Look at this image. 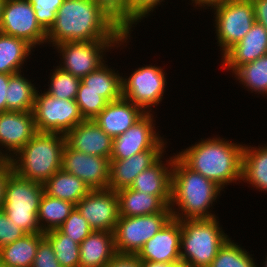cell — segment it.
I'll use <instances>...</instances> for the list:
<instances>
[{
    "mask_svg": "<svg viewBox=\"0 0 267 267\" xmlns=\"http://www.w3.org/2000/svg\"><path fill=\"white\" fill-rule=\"evenodd\" d=\"M243 147L213 138L195 143L177 156L193 171L224 188L225 184L242 179Z\"/></svg>",
    "mask_w": 267,
    "mask_h": 267,
    "instance_id": "obj_3",
    "label": "cell"
},
{
    "mask_svg": "<svg viewBox=\"0 0 267 267\" xmlns=\"http://www.w3.org/2000/svg\"><path fill=\"white\" fill-rule=\"evenodd\" d=\"M5 160L0 156V165L3 164Z\"/></svg>",
    "mask_w": 267,
    "mask_h": 267,
    "instance_id": "obj_52",
    "label": "cell"
},
{
    "mask_svg": "<svg viewBox=\"0 0 267 267\" xmlns=\"http://www.w3.org/2000/svg\"><path fill=\"white\" fill-rule=\"evenodd\" d=\"M219 46L226 53L240 42L255 23L251 0H227L214 7Z\"/></svg>",
    "mask_w": 267,
    "mask_h": 267,
    "instance_id": "obj_9",
    "label": "cell"
},
{
    "mask_svg": "<svg viewBox=\"0 0 267 267\" xmlns=\"http://www.w3.org/2000/svg\"><path fill=\"white\" fill-rule=\"evenodd\" d=\"M94 1L128 35V0Z\"/></svg>",
    "mask_w": 267,
    "mask_h": 267,
    "instance_id": "obj_39",
    "label": "cell"
},
{
    "mask_svg": "<svg viewBox=\"0 0 267 267\" xmlns=\"http://www.w3.org/2000/svg\"><path fill=\"white\" fill-rule=\"evenodd\" d=\"M194 1V3L199 6H205V5H208V6H211L213 8V6H217V5H220L222 3H224L225 1L227 0H192Z\"/></svg>",
    "mask_w": 267,
    "mask_h": 267,
    "instance_id": "obj_47",
    "label": "cell"
},
{
    "mask_svg": "<svg viewBox=\"0 0 267 267\" xmlns=\"http://www.w3.org/2000/svg\"><path fill=\"white\" fill-rule=\"evenodd\" d=\"M116 193L119 200V216L132 217L171 212V207L159 196L144 194L129 187L119 189Z\"/></svg>",
    "mask_w": 267,
    "mask_h": 267,
    "instance_id": "obj_24",
    "label": "cell"
},
{
    "mask_svg": "<svg viewBox=\"0 0 267 267\" xmlns=\"http://www.w3.org/2000/svg\"><path fill=\"white\" fill-rule=\"evenodd\" d=\"M31 267H62L56 259L50 242L45 237L39 242Z\"/></svg>",
    "mask_w": 267,
    "mask_h": 267,
    "instance_id": "obj_42",
    "label": "cell"
},
{
    "mask_svg": "<svg viewBox=\"0 0 267 267\" xmlns=\"http://www.w3.org/2000/svg\"><path fill=\"white\" fill-rule=\"evenodd\" d=\"M170 267H193V266L187 261L179 260V261L170 263Z\"/></svg>",
    "mask_w": 267,
    "mask_h": 267,
    "instance_id": "obj_49",
    "label": "cell"
},
{
    "mask_svg": "<svg viewBox=\"0 0 267 267\" xmlns=\"http://www.w3.org/2000/svg\"><path fill=\"white\" fill-rule=\"evenodd\" d=\"M75 207L76 205L71 202L48 196L44 193L38 211V222L41 232L45 233L58 229L69 217ZM41 221H44L43 223L46 222L47 226Z\"/></svg>",
    "mask_w": 267,
    "mask_h": 267,
    "instance_id": "obj_31",
    "label": "cell"
},
{
    "mask_svg": "<svg viewBox=\"0 0 267 267\" xmlns=\"http://www.w3.org/2000/svg\"><path fill=\"white\" fill-rule=\"evenodd\" d=\"M167 162L172 167L170 207L173 219L192 220L215 217L208 209L222 188L202 174L193 171L177 155ZM175 204L180 207L179 210L181 209L182 213L175 212L172 208Z\"/></svg>",
    "mask_w": 267,
    "mask_h": 267,
    "instance_id": "obj_2",
    "label": "cell"
},
{
    "mask_svg": "<svg viewBox=\"0 0 267 267\" xmlns=\"http://www.w3.org/2000/svg\"><path fill=\"white\" fill-rule=\"evenodd\" d=\"M181 225L171 219L137 253L139 260L173 263L181 260Z\"/></svg>",
    "mask_w": 267,
    "mask_h": 267,
    "instance_id": "obj_16",
    "label": "cell"
},
{
    "mask_svg": "<svg viewBox=\"0 0 267 267\" xmlns=\"http://www.w3.org/2000/svg\"><path fill=\"white\" fill-rule=\"evenodd\" d=\"M105 267H140L137 255L117 253Z\"/></svg>",
    "mask_w": 267,
    "mask_h": 267,
    "instance_id": "obj_43",
    "label": "cell"
},
{
    "mask_svg": "<svg viewBox=\"0 0 267 267\" xmlns=\"http://www.w3.org/2000/svg\"><path fill=\"white\" fill-rule=\"evenodd\" d=\"M128 79V80H127ZM122 78V97L144 109L162 101L166 78L161 67L145 66L136 69L129 78Z\"/></svg>",
    "mask_w": 267,
    "mask_h": 267,
    "instance_id": "obj_12",
    "label": "cell"
},
{
    "mask_svg": "<svg viewBox=\"0 0 267 267\" xmlns=\"http://www.w3.org/2000/svg\"><path fill=\"white\" fill-rule=\"evenodd\" d=\"M255 21L267 29V0H251Z\"/></svg>",
    "mask_w": 267,
    "mask_h": 267,
    "instance_id": "obj_45",
    "label": "cell"
},
{
    "mask_svg": "<svg viewBox=\"0 0 267 267\" xmlns=\"http://www.w3.org/2000/svg\"><path fill=\"white\" fill-rule=\"evenodd\" d=\"M4 3H5V0H0V20H1Z\"/></svg>",
    "mask_w": 267,
    "mask_h": 267,
    "instance_id": "obj_51",
    "label": "cell"
},
{
    "mask_svg": "<svg viewBox=\"0 0 267 267\" xmlns=\"http://www.w3.org/2000/svg\"><path fill=\"white\" fill-rule=\"evenodd\" d=\"M161 157L149 168L139 173L129 188L159 196L168 206L172 197V168L163 166ZM169 168V170H168Z\"/></svg>",
    "mask_w": 267,
    "mask_h": 267,
    "instance_id": "obj_23",
    "label": "cell"
},
{
    "mask_svg": "<svg viewBox=\"0 0 267 267\" xmlns=\"http://www.w3.org/2000/svg\"><path fill=\"white\" fill-rule=\"evenodd\" d=\"M21 72L11 74L6 94V111H33L36 95L34 85Z\"/></svg>",
    "mask_w": 267,
    "mask_h": 267,
    "instance_id": "obj_30",
    "label": "cell"
},
{
    "mask_svg": "<svg viewBox=\"0 0 267 267\" xmlns=\"http://www.w3.org/2000/svg\"><path fill=\"white\" fill-rule=\"evenodd\" d=\"M140 267H170V263L140 260Z\"/></svg>",
    "mask_w": 267,
    "mask_h": 267,
    "instance_id": "obj_48",
    "label": "cell"
},
{
    "mask_svg": "<svg viewBox=\"0 0 267 267\" xmlns=\"http://www.w3.org/2000/svg\"><path fill=\"white\" fill-rule=\"evenodd\" d=\"M0 156L5 160V161H7V160H9L10 158H11V156H13V155H8V152H7V154H3L2 152H1V150H0Z\"/></svg>",
    "mask_w": 267,
    "mask_h": 267,
    "instance_id": "obj_50",
    "label": "cell"
},
{
    "mask_svg": "<svg viewBox=\"0 0 267 267\" xmlns=\"http://www.w3.org/2000/svg\"><path fill=\"white\" fill-rule=\"evenodd\" d=\"M58 229L78 244L93 231L76 207Z\"/></svg>",
    "mask_w": 267,
    "mask_h": 267,
    "instance_id": "obj_37",
    "label": "cell"
},
{
    "mask_svg": "<svg viewBox=\"0 0 267 267\" xmlns=\"http://www.w3.org/2000/svg\"><path fill=\"white\" fill-rule=\"evenodd\" d=\"M128 35L123 40H96V41H77L62 42L55 46L62 54L64 64L58 66L76 76L82 78L95 71L103 64V52L113 45H121L120 42H126ZM104 50V51H103Z\"/></svg>",
    "mask_w": 267,
    "mask_h": 267,
    "instance_id": "obj_10",
    "label": "cell"
},
{
    "mask_svg": "<svg viewBox=\"0 0 267 267\" xmlns=\"http://www.w3.org/2000/svg\"><path fill=\"white\" fill-rule=\"evenodd\" d=\"M0 33L24 39L34 47L48 42L46 32L38 24L33 7L27 0H5Z\"/></svg>",
    "mask_w": 267,
    "mask_h": 267,
    "instance_id": "obj_11",
    "label": "cell"
},
{
    "mask_svg": "<svg viewBox=\"0 0 267 267\" xmlns=\"http://www.w3.org/2000/svg\"><path fill=\"white\" fill-rule=\"evenodd\" d=\"M114 72L103 63L98 69L80 79L84 84V90L97 91L108 102L120 99L122 97V76Z\"/></svg>",
    "mask_w": 267,
    "mask_h": 267,
    "instance_id": "obj_28",
    "label": "cell"
},
{
    "mask_svg": "<svg viewBox=\"0 0 267 267\" xmlns=\"http://www.w3.org/2000/svg\"><path fill=\"white\" fill-rule=\"evenodd\" d=\"M209 267H256L247 251L228 239Z\"/></svg>",
    "mask_w": 267,
    "mask_h": 267,
    "instance_id": "obj_34",
    "label": "cell"
},
{
    "mask_svg": "<svg viewBox=\"0 0 267 267\" xmlns=\"http://www.w3.org/2000/svg\"><path fill=\"white\" fill-rule=\"evenodd\" d=\"M127 34L94 0H64L46 40L62 42L123 40Z\"/></svg>",
    "mask_w": 267,
    "mask_h": 267,
    "instance_id": "obj_1",
    "label": "cell"
},
{
    "mask_svg": "<svg viewBox=\"0 0 267 267\" xmlns=\"http://www.w3.org/2000/svg\"><path fill=\"white\" fill-rule=\"evenodd\" d=\"M33 7L38 24L47 33L54 24L56 14L64 0H27Z\"/></svg>",
    "mask_w": 267,
    "mask_h": 267,
    "instance_id": "obj_38",
    "label": "cell"
},
{
    "mask_svg": "<svg viewBox=\"0 0 267 267\" xmlns=\"http://www.w3.org/2000/svg\"><path fill=\"white\" fill-rule=\"evenodd\" d=\"M265 260H266V261H265V265H264V266H265V267H267V257H266V259H265Z\"/></svg>",
    "mask_w": 267,
    "mask_h": 267,
    "instance_id": "obj_53",
    "label": "cell"
},
{
    "mask_svg": "<svg viewBox=\"0 0 267 267\" xmlns=\"http://www.w3.org/2000/svg\"><path fill=\"white\" fill-rule=\"evenodd\" d=\"M234 74L248 89L267 94V54L238 67Z\"/></svg>",
    "mask_w": 267,
    "mask_h": 267,
    "instance_id": "obj_33",
    "label": "cell"
},
{
    "mask_svg": "<svg viewBox=\"0 0 267 267\" xmlns=\"http://www.w3.org/2000/svg\"><path fill=\"white\" fill-rule=\"evenodd\" d=\"M27 233L0 210V248L22 238Z\"/></svg>",
    "mask_w": 267,
    "mask_h": 267,
    "instance_id": "obj_41",
    "label": "cell"
},
{
    "mask_svg": "<svg viewBox=\"0 0 267 267\" xmlns=\"http://www.w3.org/2000/svg\"><path fill=\"white\" fill-rule=\"evenodd\" d=\"M37 133L33 111L0 113V144L16 154Z\"/></svg>",
    "mask_w": 267,
    "mask_h": 267,
    "instance_id": "obj_19",
    "label": "cell"
},
{
    "mask_svg": "<svg viewBox=\"0 0 267 267\" xmlns=\"http://www.w3.org/2000/svg\"><path fill=\"white\" fill-rule=\"evenodd\" d=\"M178 221L181 225V260L193 267H209L229 239L220 229L216 217Z\"/></svg>",
    "mask_w": 267,
    "mask_h": 267,
    "instance_id": "obj_5",
    "label": "cell"
},
{
    "mask_svg": "<svg viewBox=\"0 0 267 267\" xmlns=\"http://www.w3.org/2000/svg\"><path fill=\"white\" fill-rule=\"evenodd\" d=\"M267 54V29L255 21L240 42L223 54L224 67L233 72L240 66Z\"/></svg>",
    "mask_w": 267,
    "mask_h": 267,
    "instance_id": "obj_21",
    "label": "cell"
},
{
    "mask_svg": "<svg viewBox=\"0 0 267 267\" xmlns=\"http://www.w3.org/2000/svg\"><path fill=\"white\" fill-rule=\"evenodd\" d=\"M79 247V267H105L117 254L114 232L92 231Z\"/></svg>",
    "mask_w": 267,
    "mask_h": 267,
    "instance_id": "obj_22",
    "label": "cell"
},
{
    "mask_svg": "<svg viewBox=\"0 0 267 267\" xmlns=\"http://www.w3.org/2000/svg\"><path fill=\"white\" fill-rule=\"evenodd\" d=\"M65 144L64 134L37 132L16 153V159L12 156L8 161L12 164L13 171L20 177L44 184L53 174L61 170Z\"/></svg>",
    "mask_w": 267,
    "mask_h": 267,
    "instance_id": "obj_4",
    "label": "cell"
},
{
    "mask_svg": "<svg viewBox=\"0 0 267 267\" xmlns=\"http://www.w3.org/2000/svg\"><path fill=\"white\" fill-rule=\"evenodd\" d=\"M44 233H27L0 248V264L7 267H31Z\"/></svg>",
    "mask_w": 267,
    "mask_h": 267,
    "instance_id": "obj_25",
    "label": "cell"
},
{
    "mask_svg": "<svg viewBox=\"0 0 267 267\" xmlns=\"http://www.w3.org/2000/svg\"><path fill=\"white\" fill-rule=\"evenodd\" d=\"M147 112L150 111H144L141 107L121 97L118 100L108 102L93 121L114 139L123 134Z\"/></svg>",
    "mask_w": 267,
    "mask_h": 267,
    "instance_id": "obj_17",
    "label": "cell"
},
{
    "mask_svg": "<svg viewBox=\"0 0 267 267\" xmlns=\"http://www.w3.org/2000/svg\"><path fill=\"white\" fill-rule=\"evenodd\" d=\"M13 172L12 164L7 160L0 165V210L3 209L5 188L10 174Z\"/></svg>",
    "mask_w": 267,
    "mask_h": 267,
    "instance_id": "obj_44",
    "label": "cell"
},
{
    "mask_svg": "<svg viewBox=\"0 0 267 267\" xmlns=\"http://www.w3.org/2000/svg\"><path fill=\"white\" fill-rule=\"evenodd\" d=\"M250 148L243 147L241 180L267 191V146L259 149Z\"/></svg>",
    "mask_w": 267,
    "mask_h": 267,
    "instance_id": "obj_29",
    "label": "cell"
},
{
    "mask_svg": "<svg viewBox=\"0 0 267 267\" xmlns=\"http://www.w3.org/2000/svg\"><path fill=\"white\" fill-rule=\"evenodd\" d=\"M33 115L37 132L66 135L84 121L76 100L55 98L36 91Z\"/></svg>",
    "mask_w": 267,
    "mask_h": 267,
    "instance_id": "obj_7",
    "label": "cell"
},
{
    "mask_svg": "<svg viewBox=\"0 0 267 267\" xmlns=\"http://www.w3.org/2000/svg\"><path fill=\"white\" fill-rule=\"evenodd\" d=\"M44 237L50 242L56 259L62 267H79L80 244L59 229L45 232Z\"/></svg>",
    "mask_w": 267,
    "mask_h": 267,
    "instance_id": "obj_32",
    "label": "cell"
},
{
    "mask_svg": "<svg viewBox=\"0 0 267 267\" xmlns=\"http://www.w3.org/2000/svg\"><path fill=\"white\" fill-rule=\"evenodd\" d=\"M61 169L85 182L91 190L108 189L110 159L89 155L65 144Z\"/></svg>",
    "mask_w": 267,
    "mask_h": 267,
    "instance_id": "obj_14",
    "label": "cell"
},
{
    "mask_svg": "<svg viewBox=\"0 0 267 267\" xmlns=\"http://www.w3.org/2000/svg\"><path fill=\"white\" fill-rule=\"evenodd\" d=\"M76 103L84 119H94L108 104V101L94 90H84L81 82L77 92Z\"/></svg>",
    "mask_w": 267,
    "mask_h": 267,
    "instance_id": "obj_36",
    "label": "cell"
},
{
    "mask_svg": "<svg viewBox=\"0 0 267 267\" xmlns=\"http://www.w3.org/2000/svg\"><path fill=\"white\" fill-rule=\"evenodd\" d=\"M66 143L74 150L110 159L113 139L93 119H85L66 135Z\"/></svg>",
    "mask_w": 267,
    "mask_h": 267,
    "instance_id": "obj_18",
    "label": "cell"
},
{
    "mask_svg": "<svg viewBox=\"0 0 267 267\" xmlns=\"http://www.w3.org/2000/svg\"><path fill=\"white\" fill-rule=\"evenodd\" d=\"M52 74L50 87L46 93L59 99L75 100L81 83L80 78L65 72L58 66Z\"/></svg>",
    "mask_w": 267,
    "mask_h": 267,
    "instance_id": "obj_35",
    "label": "cell"
},
{
    "mask_svg": "<svg viewBox=\"0 0 267 267\" xmlns=\"http://www.w3.org/2000/svg\"><path fill=\"white\" fill-rule=\"evenodd\" d=\"M32 48L34 47L24 39L0 33V73L21 72L20 68Z\"/></svg>",
    "mask_w": 267,
    "mask_h": 267,
    "instance_id": "obj_27",
    "label": "cell"
},
{
    "mask_svg": "<svg viewBox=\"0 0 267 267\" xmlns=\"http://www.w3.org/2000/svg\"><path fill=\"white\" fill-rule=\"evenodd\" d=\"M43 194V184L20 177L13 171L6 184L2 210L26 233H40L38 211Z\"/></svg>",
    "mask_w": 267,
    "mask_h": 267,
    "instance_id": "obj_6",
    "label": "cell"
},
{
    "mask_svg": "<svg viewBox=\"0 0 267 267\" xmlns=\"http://www.w3.org/2000/svg\"><path fill=\"white\" fill-rule=\"evenodd\" d=\"M76 208L93 231L114 232L120 217L116 191L91 190L76 204Z\"/></svg>",
    "mask_w": 267,
    "mask_h": 267,
    "instance_id": "obj_13",
    "label": "cell"
},
{
    "mask_svg": "<svg viewBox=\"0 0 267 267\" xmlns=\"http://www.w3.org/2000/svg\"><path fill=\"white\" fill-rule=\"evenodd\" d=\"M163 0H128V36L132 24L139 22L142 17L153 11V8L160 4Z\"/></svg>",
    "mask_w": 267,
    "mask_h": 267,
    "instance_id": "obj_40",
    "label": "cell"
},
{
    "mask_svg": "<svg viewBox=\"0 0 267 267\" xmlns=\"http://www.w3.org/2000/svg\"><path fill=\"white\" fill-rule=\"evenodd\" d=\"M44 193L48 196L77 204L91 189L78 177L62 169L53 174L44 184Z\"/></svg>",
    "mask_w": 267,
    "mask_h": 267,
    "instance_id": "obj_26",
    "label": "cell"
},
{
    "mask_svg": "<svg viewBox=\"0 0 267 267\" xmlns=\"http://www.w3.org/2000/svg\"><path fill=\"white\" fill-rule=\"evenodd\" d=\"M172 218V212L132 217L120 216L114 230L116 252L137 255L144 244Z\"/></svg>",
    "mask_w": 267,
    "mask_h": 267,
    "instance_id": "obj_8",
    "label": "cell"
},
{
    "mask_svg": "<svg viewBox=\"0 0 267 267\" xmlns=\"http://www.w3.org/2000/svg\"><path fill=\"white\" fill-rule=\"evenodd\" d=\"M11 74L0 73V113L6 111V94Z\"/></svg>",
    "mask_w": 267,
    "mask_h": 267,
    "instance_id": "obj_46",
    "label": "cell"
},
{
    "mask_svg": "<svg viewBox=\"0 0 267 267\" xmlns=\"http://www.w3.org/2000/svg\"><path fill=\"white\" fill-rule=\"evenodd\" d=\"M163 151V149H150L123 160L110 159L108 189L117 191L130 187L139 173L163 156Z\"/></svg>",
    "mask_w": 267,
    "mask_h": 267,
    "instance_id": "obj_20",
    "label": "cell"
},
{
    "mask_svg": "<svg viewBox=\"0 0 267 267\" xmlns=\"http://www.w3.org/2000/svg\"><path fill=\"white\" fill-rule=\"evenodd\" d=\"M151 115L147 112L123 134L113 139L110 159L123 160L145 150L165 149L162 137L154 130Z\"/></svg>",
    "mask_w": 267,
    "mask_h": 267,
    "instance_id": "obj_15",
    "label": "cell"
}]
</instances>
